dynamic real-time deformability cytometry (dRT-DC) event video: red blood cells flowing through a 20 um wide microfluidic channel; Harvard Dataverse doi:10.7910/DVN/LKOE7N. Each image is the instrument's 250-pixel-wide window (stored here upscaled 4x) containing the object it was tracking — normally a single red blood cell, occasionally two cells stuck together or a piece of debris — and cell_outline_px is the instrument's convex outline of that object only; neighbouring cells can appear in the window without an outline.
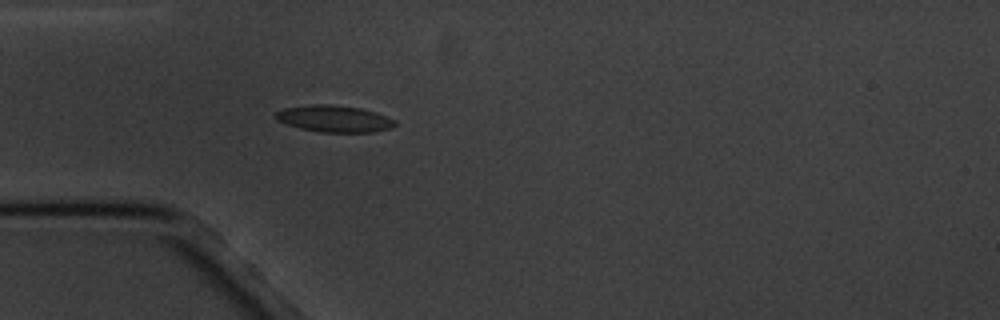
{"species": "common noctule bat (a hibernating species)", "species_latin": "Nyctalus noctula", "temperature_condition": "cold", "stored_images_in_passage": 4, "camera_frame_rate_fps": 3000, "um_per_image_px": 0.085, "animal": {"sex": "male", "body_mass_g": 20.1, "forearm_length_mm": 53.5}, "frame": {"image": 1, "passage_image": 4, "time_ms": 4.333, "image_size_px": [1000, 320], "cell_outline_px": [[396, 124], [392, 128], [372, 132], [320, 132], [300, 128], [276, 120], [272, 116], [276, 112], [284, 108], [312, 104], [332, 104], [360, 108], [376, 112], [396, 120]], "centroid_in_image_um": [28.4, 10.09], "position_along_channel_um": 56.6, "area_um2": 18.67}}